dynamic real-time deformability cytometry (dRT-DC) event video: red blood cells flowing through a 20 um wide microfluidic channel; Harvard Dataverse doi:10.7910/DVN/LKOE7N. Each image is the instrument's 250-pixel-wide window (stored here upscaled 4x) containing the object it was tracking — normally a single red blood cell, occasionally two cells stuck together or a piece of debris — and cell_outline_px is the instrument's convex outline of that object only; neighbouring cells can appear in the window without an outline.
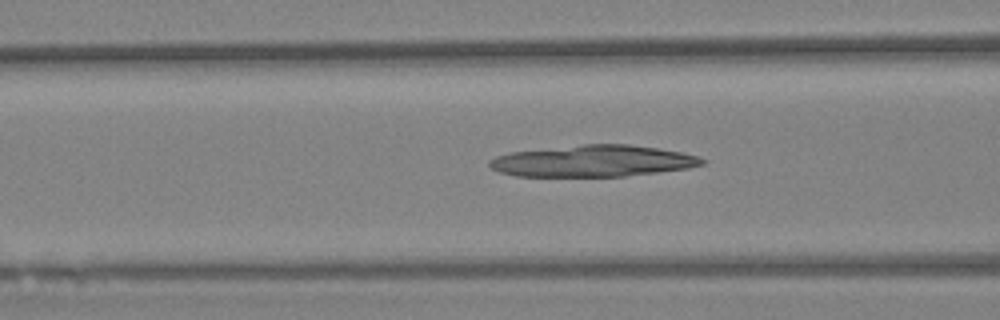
{"species": "Egyptian fruit bat (a non-hibernating species)", "species_latin": "Rousettus aegyptiacus", "temperature_condition": "warm", "stored_images_in_passage": 59, "camera_frame_rate_fps": 3000, "um_per_image_px": 0.085, "animal": {"sex": "female"}, "frame": {"image": 1, "passage_image": 23, "time_ms": 7.333, "image_size_px": [1000, 320], "cell_outline_px": [[708, 160], [704, 164], [688, 168], [624, 176], [516, 176], [500, 172], [492, 168], [488, 164], [488, 160], [496, 156], [512, 152], [584, 144], [628, 144], [656, 148], [680, 152], [696, 156]], "centroid_in_image_um": [50.4, 13.68], "position_along_channel_um": 116.2, "area_um2": 38.73}}
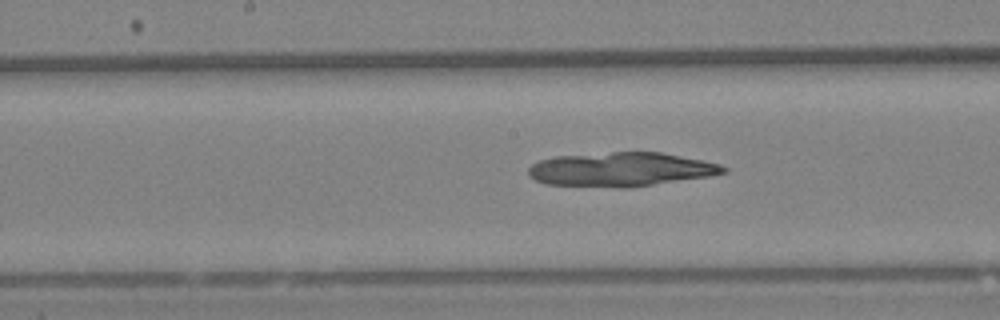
{"frame": {"image": 2, "passage_image": 30, "time_ms": 9.667, "image_size_px": [1000, 320], "cell_outline_px": [[728, 172], [712, 176], [628, 188], [616, 188], [548, 184], [536, 180], [528, 176], [528, 168], [532, 164], [540, 160], [556, 156], [612, 152], [660, 152], [720, 164], [728, 168]], "centroid_in_image_um": [52.79, 14.41], "position_along_channel_um": 195.4, "area_um2": 38.78}}
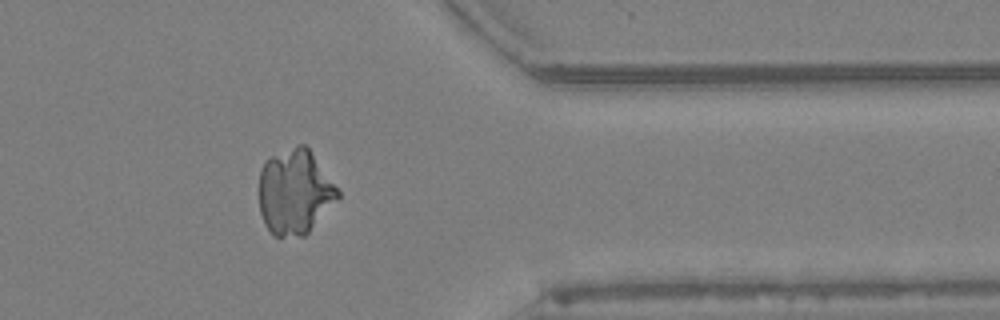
{"frame": {"image": 3, "passage_image": 48, "time_ms": 15.667, "image_size_px": [1000, 320], "cell_outline_px": [[340, 196], [308, 232], [304, 236], [276, 236], [264, 224], [260, 212], [260, 168], [272, 156], [296, 144], [304, 144], [308, 148], [340, 192]], "centroid_in_image_um": [25.05, 16.31], "position_along_channel_um": 386.4, "area_um2": 38.32}}